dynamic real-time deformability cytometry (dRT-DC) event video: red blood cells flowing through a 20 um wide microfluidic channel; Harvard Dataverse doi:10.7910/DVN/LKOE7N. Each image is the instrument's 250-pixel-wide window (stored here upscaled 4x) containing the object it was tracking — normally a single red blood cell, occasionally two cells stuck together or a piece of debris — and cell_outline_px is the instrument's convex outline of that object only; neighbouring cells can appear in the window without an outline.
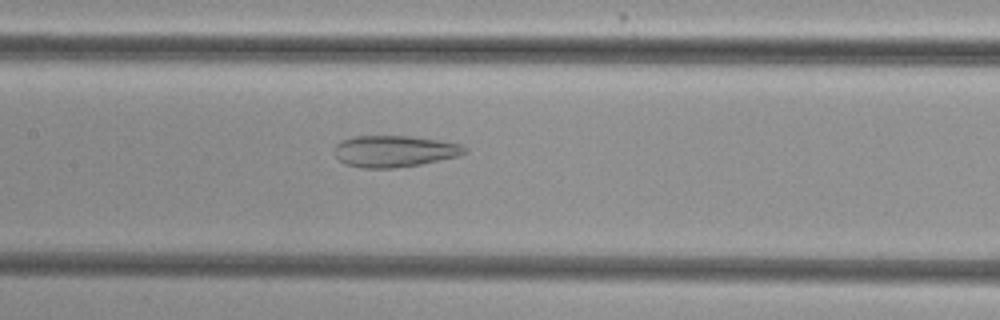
{"species": "common noctule bat (a hibernating species)", "species_latin": "Nyctalus noctula", "temperature_condition": "cold", "stored_images_in_passage": 42, "camera_frame_rate_fps": 3000, "um_per_image_px": 0.085, "animal": {"sex": "female", "body_mass_g": 29.2, "forearm_length_mm": 56.3}, "frame": {"image": 1, "passage_image": 15, "time_ms": 4.667, "image_size_px": [1000, 320], "cell_outline_px": [[468, 152], [460, 156], [420, 164], [392, 168], [360, 168], [344, 164], [336, 156], [336, 144], [340, 140], [352, 136], [408, 136], [436, 140], [460, 144], [468, 148]], "centroid_in_image_um": [33.52, 12.85], "position_along_channel_um": 173.9, "area_um2": 23.93}}
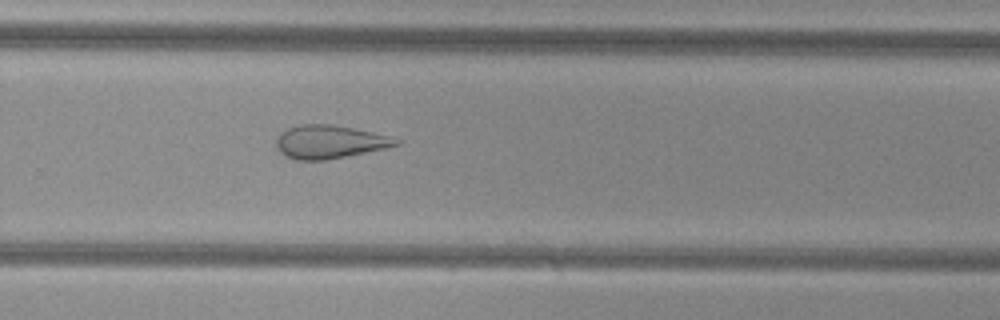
{"frame": {"image": 2, "passage_image": 25, "time_ms": 8.0, "image_size_px": [1000, 320], "cell_outline_px": [[404, 140], [400, 144], [384, 148], [324, 160], [296, 160], [280, 152], [276, 148], [276, 140], [280, 132], [288, 128], [300, 124], [332, 124], [392, 136]], "centroid_in_image_um": [28.01, 12.04], "position_along_channel_um": 301.8, "area_um2": 23.12}}
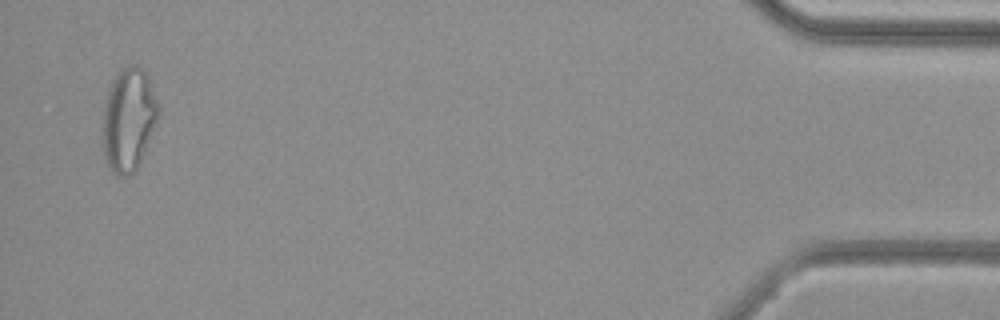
{"frame": {"image": 3, "passage_image": 41, "time_ms": 13.333, "image_size_px": [1000, 320], "cell_outline_px": [[160, 116], [140, 164], [128, 176], [116, 176], [112, 172], [104, 160], [104, 104], [112, 80], [120, 68], [128, 64], [140, 64], [144, 68], [148, 76], [160, 108]], "centroid_in_image_um": [10.97, 10.13], "position_along_channel_um": 424.2, "area_um2": 33.93}, "authors_computed_cell_mechanics": {"area_um2": 27.7151, "velocity_mm_per_s": 3.8411, "shape_relaxation_time_tau1_ms": null, "shape_relaxation_time_tau2_ms": 2.549, "deformation_change_tau1": null, "deformation_change_tau2": 0.1129}}